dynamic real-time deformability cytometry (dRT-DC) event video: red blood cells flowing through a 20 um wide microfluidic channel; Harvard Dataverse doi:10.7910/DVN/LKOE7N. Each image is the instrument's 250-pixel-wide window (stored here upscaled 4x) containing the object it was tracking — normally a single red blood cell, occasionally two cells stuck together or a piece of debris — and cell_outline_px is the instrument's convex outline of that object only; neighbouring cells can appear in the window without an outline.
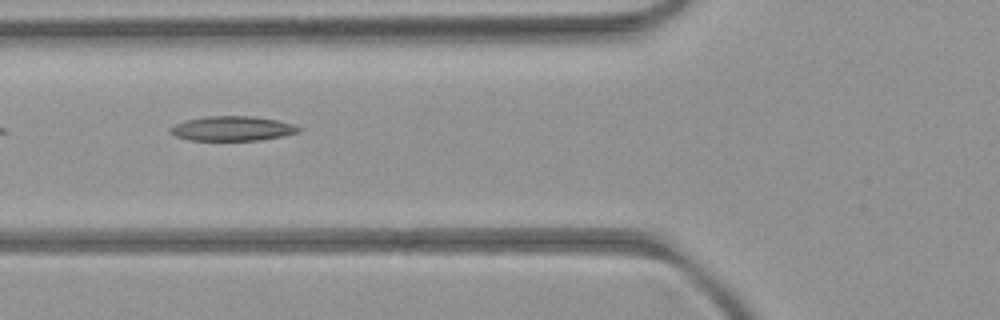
{"species": "common noctule bat (a hibernating species)", "species_latin": "Nyctalus noctula", "temperature_condition": "room temperature", "stored_images_in_passage": 5, "camera_frame_rate_fps": 3000, "um_per_image_px": 0.085, "animal": {"sex": "female", "body_mass_g": 21.9}, "frame": {"image": 1, "passage_image": 4, "time_ms": 4.333, "image_size_px": [1000, 320], "cell_outline_px": [[300, 132], [260, 140], [188, 140], [176, 136], [168, 132], [168, 128], [184, 120], [204, 116], [252, 116], [276, 120], [292, 124], [300, 128]], "centroid_in_image_um": [19.68, 10.92], "position_along_channel_um": 106.1, "area_um2": 18.38}}
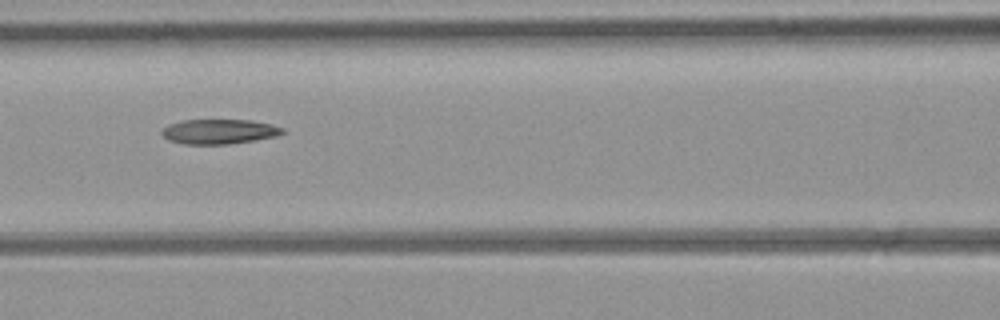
{"frame": {"image": 2, "passage_image": 5, "time_ms": 5.333, "image_size_px": [1000, 320], "cell_outline_px": [[284, 132], [276, 136], [228, 144], [184, 144], [168, 140], [160, 132], [168, 124], [184, 120], [248, 120], [272, 124], [284, 128]], "centroid_in_image_um": [18.61, 11.18], "position_along_channel_um": 148.0, "area_um2": 17.28}}